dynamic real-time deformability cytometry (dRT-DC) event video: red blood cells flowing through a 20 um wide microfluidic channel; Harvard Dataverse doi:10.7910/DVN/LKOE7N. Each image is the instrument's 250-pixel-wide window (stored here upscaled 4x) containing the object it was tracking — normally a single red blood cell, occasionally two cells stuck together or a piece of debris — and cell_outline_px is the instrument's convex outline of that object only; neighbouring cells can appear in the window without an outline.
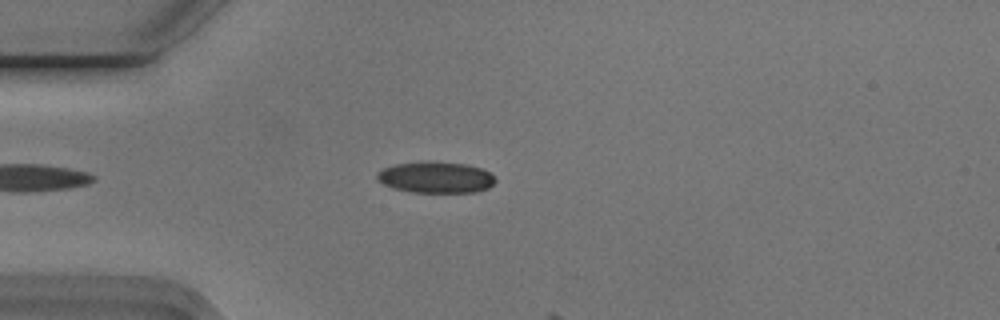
{"species": "Egyptian fruit bat (a non-hibernating species)", "species_latin": "Rousettus aegyptiacus", "temperature_condition": "cold", "stored_images_in_passage": 4, "camera_frame_rate_fps": 3000, "um_per_image_px": 0.085, "animal": {"sex": "male"}, "frame": {"image": 1, "passage_image": 3, "time_ms": 0.667, "image_size_px": [1000, 320], "cell_outline_px": [[496, 180], [488, 188], [476, 192], [412, 192], [392, 188], [376, 180], [376, 172], [384, 168], [396, 164], [420, 160], [432, 160], [468, 164], [480, 168], [488, 172]], "centroid_in_image_um": [36.99, 15.05], "position_along_channel_um": 48.0, "area_um2": 21.91}}